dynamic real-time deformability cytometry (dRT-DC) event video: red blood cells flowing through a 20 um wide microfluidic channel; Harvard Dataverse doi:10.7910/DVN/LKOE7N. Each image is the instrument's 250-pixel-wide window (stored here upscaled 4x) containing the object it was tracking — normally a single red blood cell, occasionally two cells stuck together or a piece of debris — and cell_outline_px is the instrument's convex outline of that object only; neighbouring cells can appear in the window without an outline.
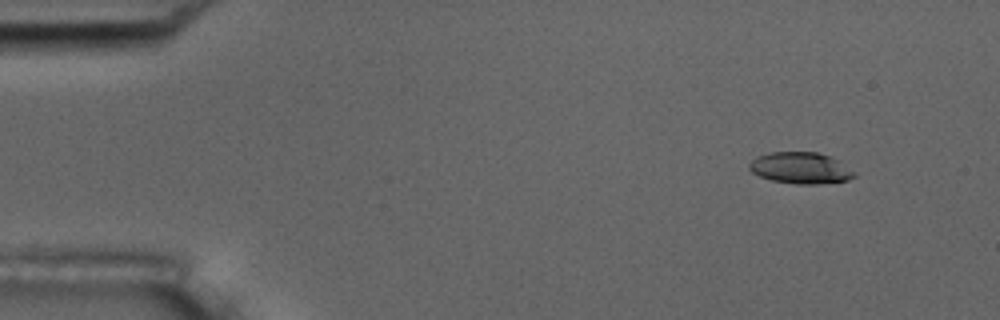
{"species": "common noctule bat (a hibernating species)", "species_latin": "Nyctalus noctula", "temperature_condition": "room temperature", "stored_images_in_passage": 5, "camera_frame_rate_fps": 3000, "um_per_image_px": 0.085, "animal": {"sex": "male", "body_mass_g": 17.5, "forearm_length_mm": 52.3}, "frame": {"image": 1, "passage_image": 1, "time_ms": 0.0, "image_size_px": [1000, 320], "cell_outline_px": [[856, 176], [848, 180], [820, 184], [800, 184], [772, 180], [760, 176], [752, 172], [748, 168], [748, 164], [756, 156], [772, 152], [816, 152], [832, 156], [856, 172]], "centroid_in_image_um": [68.07, 14.27], "position_along_channel_um": 16.9, "area_um2": 19.31}}